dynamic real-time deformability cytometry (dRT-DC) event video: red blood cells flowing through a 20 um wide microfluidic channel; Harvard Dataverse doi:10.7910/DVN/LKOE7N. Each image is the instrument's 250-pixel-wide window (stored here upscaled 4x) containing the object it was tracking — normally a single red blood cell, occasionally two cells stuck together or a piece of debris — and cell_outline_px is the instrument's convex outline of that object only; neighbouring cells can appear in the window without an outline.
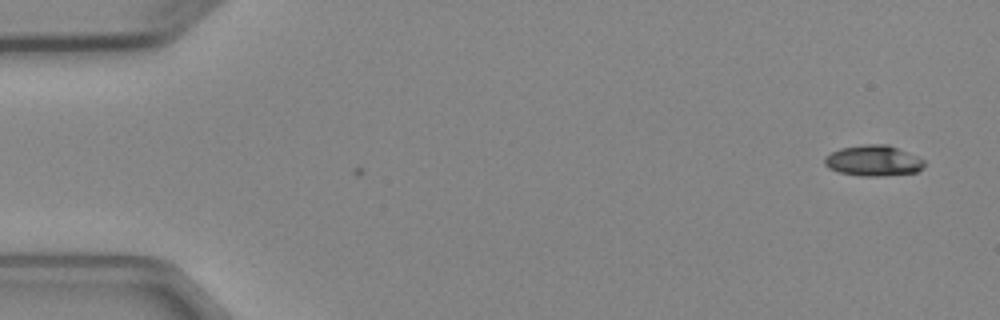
{"species": "Egyptian fruit bat (a non-hibernating species)", "species_latin": "Rousettus aegyptiacus", "temperature_condition": "cold", "stored_images_in_passage": 3, "camera_frame_rate_fps": 3000, "um_per_image_px": 0.085, "animal": {"sex": "female"}, "frame": {"image": 1, "passage_image": 1, "time_ms": 0.0, "image_size_px": [1000, 320], "cell_outline_px": [[924, 168], [916, 172], [880, 176], [860, 176], [840, 172], [828, 168], [824, 164], [824, 160], [832, 152], [840, 148], [864, 144], [888, 144], [916, 156], [924, 160]], "centroid_in_image_um": [74.24, 13.66], "position_along_channel_um": 10.8, "area_um2": 17.74}}